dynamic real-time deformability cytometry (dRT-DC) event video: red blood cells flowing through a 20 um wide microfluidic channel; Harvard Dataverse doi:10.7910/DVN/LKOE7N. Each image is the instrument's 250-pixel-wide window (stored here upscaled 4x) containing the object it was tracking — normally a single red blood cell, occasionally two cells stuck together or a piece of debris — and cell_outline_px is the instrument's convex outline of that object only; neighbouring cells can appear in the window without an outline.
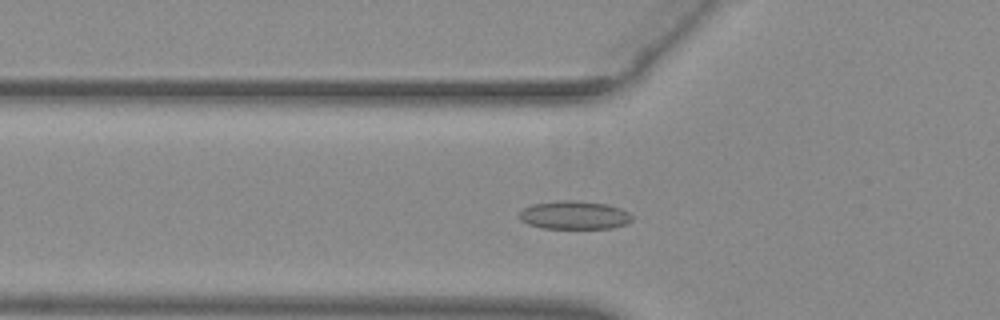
{"species": "common noctule bat (a hibernating species)", "species_latin": "Nyctalus noctula", "temperature_condition": "warm", "stored_images_in_passage": 46, "camera_frame_rate_fps": 3000, "um_per_image_px": 0.085, "animal": {"sex": "female", "body_mass_g": 29.2, "forearm_length_mm": 56.3}, "frame": {"image": 1, "passage_image": 11, "time_ms": 3.333, "image_size_px": [1000, 320], "cell_outline_px": [[632, 220], [628, 224], [612, 228], [540, 228], [528, 224], [520, 220], [516, 216], [524, 208], [532, 204], [556, 200], [576, 200], [608, 204], [620, 208], [628, 212], [632, 216]], "centroid_in_image_um": [48.8, 18.28], "position_along_channel_um": 77.0, "area_um2": 18.9}}
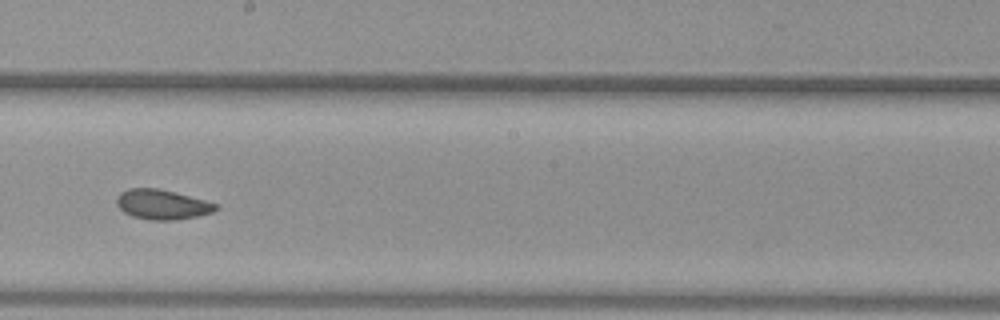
{"frame": {"image": 2, "passage_image": 23, "time_ms": 7.333, "image_size_px": [1000, 320], "cell_outline_px": [[220, 208], [212, 212], [196, 216], [176, 220], [152, 220], [132, 216], [124, 212], [116, 204], [116, 196], [120, 192], [128, 188], [160, 188], [220, 204]], "centroid_in_image_um": [13.79, 17.37], "position_along_channel_um": 234.4, "area_um2": 17.4}}
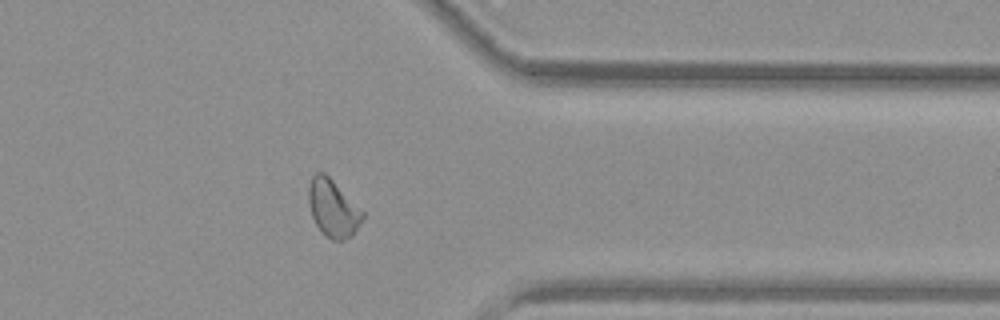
{"frame": {"image": 3, "passage_image": 35, "time_ms": 11.333, "image_size_px": [1000, 320], "cell_outline_px": [[364, 216], [360, 224], [352, 236], [344, 240], [332, 240], [316, 224], [312, 216], [308, 204], [308, 188], [312, 176], [316, 172], [324, 172], [364, 212]], "centroid_in_image_um": [28.29, 17.7], "position_along_channel_um": 383.1, "area_um2": 17.74}, "authors_computed_cell_mechanics": {"area_um2": 17.6868, "velocity_mm_per_s": 3.929, "shape_relaxation_time_tau1_ms": null, "shape_relaxation_time_tau2_ms": 2.4089, "deformation_change_tau1": null, "deformation_change_tau2": 0.0635}}